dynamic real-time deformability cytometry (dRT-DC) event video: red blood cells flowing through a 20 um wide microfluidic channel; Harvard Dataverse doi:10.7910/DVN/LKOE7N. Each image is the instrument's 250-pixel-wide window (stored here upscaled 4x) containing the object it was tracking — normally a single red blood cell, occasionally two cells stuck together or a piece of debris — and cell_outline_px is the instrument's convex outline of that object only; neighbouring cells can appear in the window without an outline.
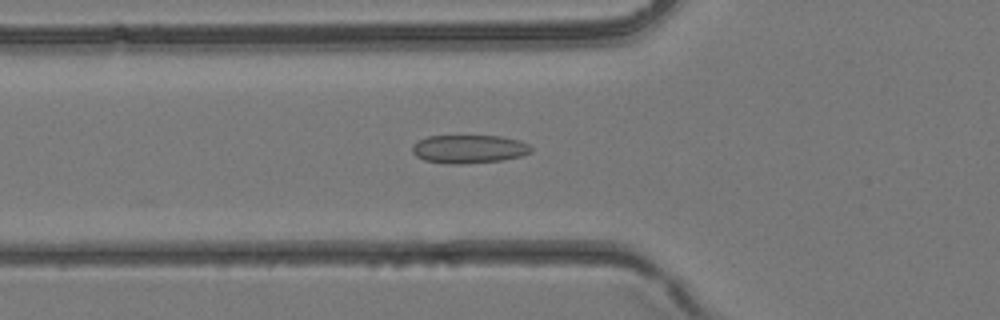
{"species": "common noctule bat (a hibernating species)", "species_latin": "Nyctalus noctula", "temperature_condition": "room temperature", "stored_images_in_passage": 4, "camera_frame_rate_fps": 3000, "um_per_image_px": 0.085, "animal": {"sex": "female", "body_mass_g": 24.6, "forearm_length_mm": 56.2}, "frame": {"image": 1, "passage_image": 4, "time_ms": 1.0, "image_size_px": [1000, 320], "cell_outline_px": [[532, 152], [520, 156], [500, 160], [460, 164], [448, 164], [424, 160], [416, 156], [412, 152], [412, 144], [416, 140], [428, 136], [500, 136], [520, 140], [528, 144], [532, 148]], "centroid_in_image_um": [39.82, 12.66], "position_along_channel_um": 86.0, "area_um2": 19.71}}